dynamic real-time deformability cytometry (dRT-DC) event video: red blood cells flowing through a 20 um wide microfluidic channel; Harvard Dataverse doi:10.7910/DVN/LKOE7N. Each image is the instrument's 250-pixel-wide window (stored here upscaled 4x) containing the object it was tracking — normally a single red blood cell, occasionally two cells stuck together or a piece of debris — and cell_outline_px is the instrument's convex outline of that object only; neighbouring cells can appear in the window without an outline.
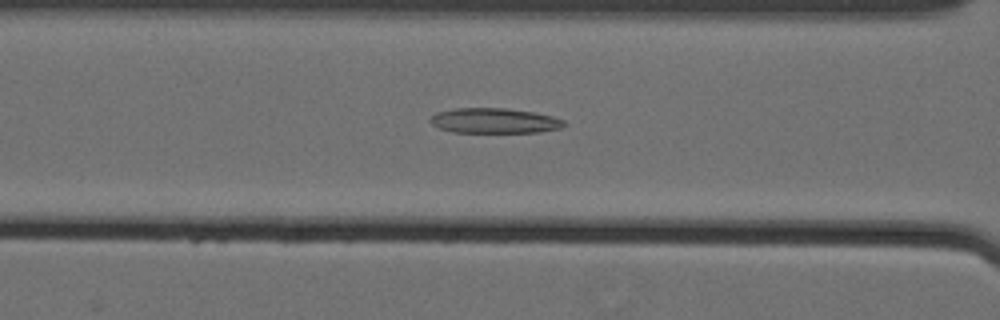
{"species": "Egyptian fruit bat (a non-hibernating species)", "species_latin": "Rousettus aegyptiacus", "temperature_condition": "cold", "stored_images_in_passage": 37, "camera_frame_rate_fps": 3000, "um_per_image_px": 0.085, "animal": {"sex": "female"}, "frame": {"image": 1, "passage_image": 5, "time_ms": 1.333, "image_size_px": [1000, 320], "cell_outline_px": [[564, 124], [560, 128], [540, 132], [452, 132], [440, 128], [432, 124], [428, 120], [436, 112], [456, 108], [508, 108], [536, 112], [552, 116], [564, 120]], "centroid_in_image_um": [42.01, 10.25], "position_along_channel_um": 124.6, "area_um2": 19.59}}
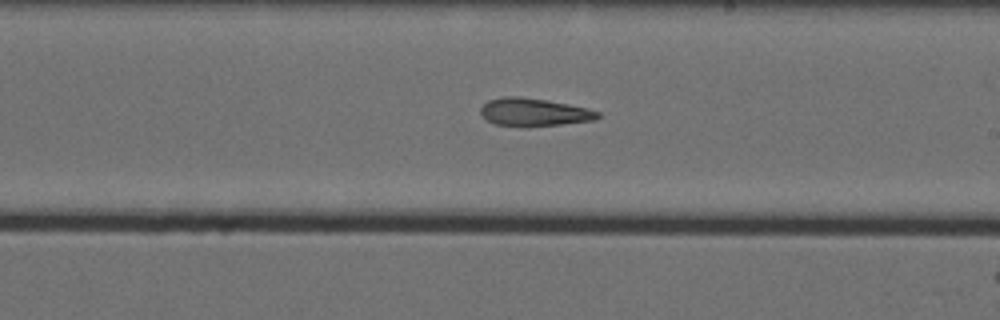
{"frame": {"image": 2, "passage_image": 15, "time_ms": 4.667, "image_size_px": [1000, 320], "cell_outline_px": [[600, 116], [596, 120], [528, 128], [496, 124], [488, 120], [480, 112], [480, 108], [488, 100], [504, 96], [520, 96], [548, 100], [588, 108], [600, 112]], "centroid_in_image_um": [45.41, 9.54], "position_along_channel_um": 243.6, "area_um2": 19.36}}
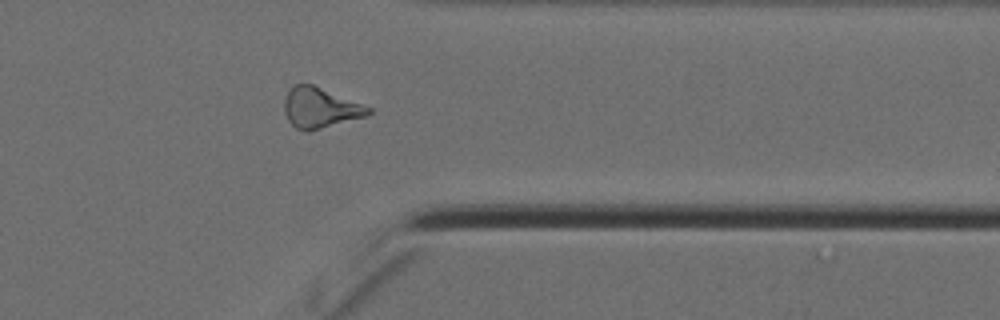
{"frame": {"image": 3, "passage_image": 27, "time_ms": 8.667, "image_size_px": [1000, 320], "cell_outline_px": [[372, 112], [368, 116], [308, 132], [304, 132], [296, 128], [288, 120], [284, 112], [284, 100], [288, 88], [292, 84], [312, 84], [372, 108]], "centroid_in_image_um": [27.19, 9.17], "position_along_channel_um": 384.2, "area_um2": 19.94}}